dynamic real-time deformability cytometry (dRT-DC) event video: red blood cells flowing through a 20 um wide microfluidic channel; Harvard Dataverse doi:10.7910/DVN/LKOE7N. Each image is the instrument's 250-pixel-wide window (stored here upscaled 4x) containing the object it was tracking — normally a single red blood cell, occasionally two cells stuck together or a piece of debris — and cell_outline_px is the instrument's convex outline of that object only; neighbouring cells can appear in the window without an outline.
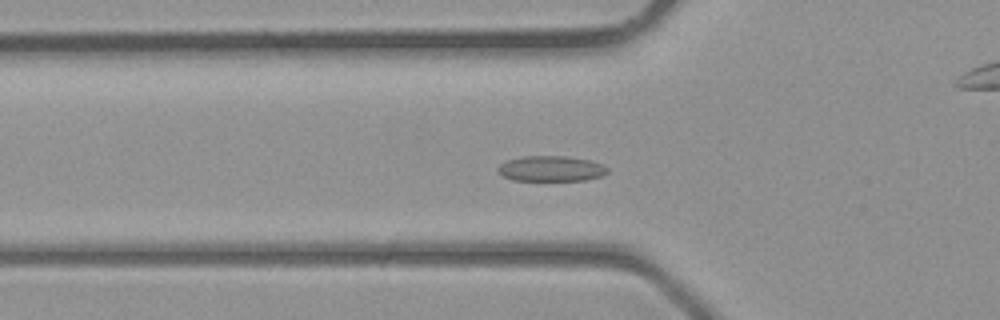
{"species": "common noctule bat (a hibernating species)", "species_latin": "Nyctalus noctula", "temperature_condition": "room temperature", "stored_images_in_passage": 41, "camera_frame_rate_fps": 3000, "um_per_image_px": 0.085, "animal": {"sex": "male", "body_mass_g": 23.1, "forearm_length_mm": 52.7}, "frame": {"image": 1, "passage_image": 14, "time_ms": 4.333, "image_size_px": [1000, 320], "cell_outline_px": [[608, 172], [604, 176], [584, 180], [512, 180], [504, 176], [496, 168], [500, 164], [508, 160], [524, 156], [564, 156], [592, 160], [604, 164], [608, 168]], "centroid_in_image_um": [46.9, 14.33], "position_along_channel_um": 78.9, "area_um2": 16.3}}
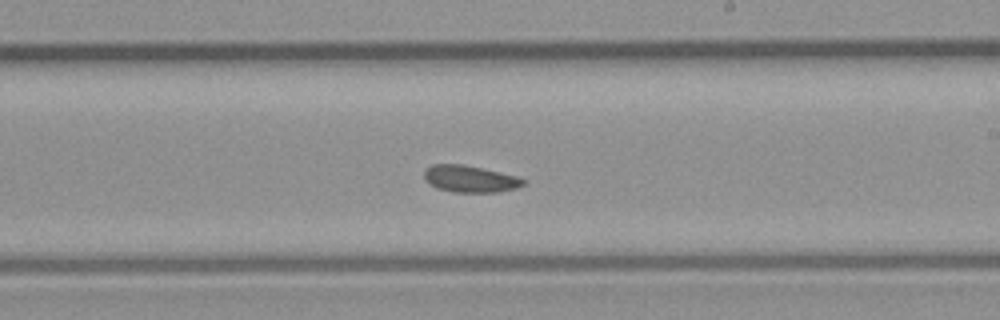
{"frame": {"image": 2, "passage_image": 24, "time_ms": 7.667, "image_size_px": [1000, 320], "cell_outline_px": [[528, 180], [524, 184], [516, 188], [500, 192], [452, 192], [436, 188], [428, 184], [424, 180], [424, 168], [432, 164], [460, 164], [500, 172], [516, 176]], "centroid_in_image_um": [39.92, 15.21], "position_along_channel_um": 249.1, "area_um2": 15.66}}
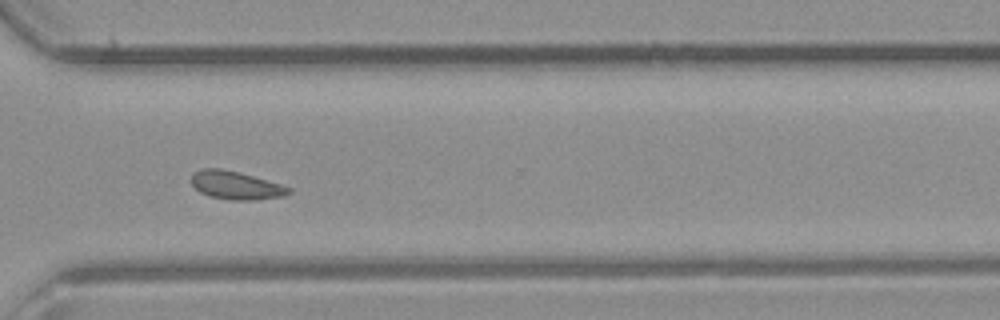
{"frame": {"image": 3, "passage_image": 30, "time_ms": 9.667, "image_size_px": [1000, 320], "cell_outline_px": [[292, 192], [284, 196], [256, 200], [228, 200], [208, 196], [200, 192], [192, 184], [192, 172], [200, 168], [220, 168], [252, 176], [280, 184], [292, 188]], "centroid_in_image_um": [20.03, 15.76], "position_along_channel_um": 350.6, "area_um2": 16.01}}